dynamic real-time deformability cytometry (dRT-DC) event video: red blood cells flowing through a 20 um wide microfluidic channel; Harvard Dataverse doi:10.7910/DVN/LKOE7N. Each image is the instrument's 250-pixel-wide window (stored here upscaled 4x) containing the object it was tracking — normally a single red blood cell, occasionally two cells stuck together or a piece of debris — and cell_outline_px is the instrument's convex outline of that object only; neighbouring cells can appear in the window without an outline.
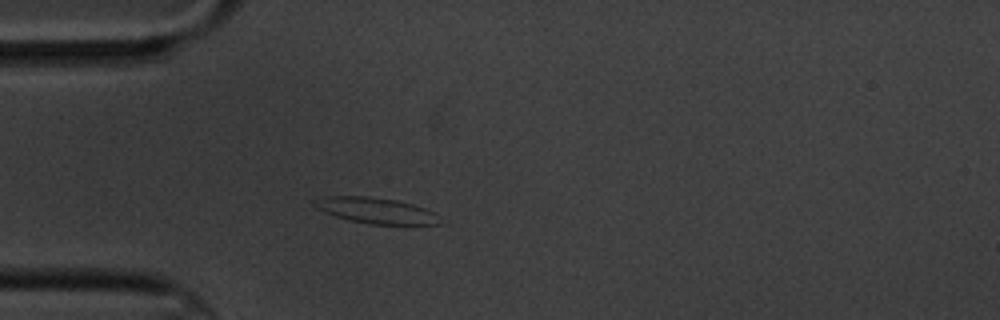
{"species": "common noctule bat (a hibernating species)", "species_latin": "Nyctalus noctula", "temperature_condition": "cold", "stored_images_in_passage": 4, "camera_frame_rate_fps": 3000, "um_per_image_px": 0.085, "animal": {"sex": "male", "body_mass_g": 20.1, "forearm_length_mm": 53.5}, "frame": {"image": 1, "passage_image": 3, "time_ms": 2.667, "image_size_px": [1000, 320], "cell_outline_px": [[440, 224], [368, 224], [348, 220], [324, 212], [316, 208], [312, 204], [312, 200], [324, 196], [368, 196], [396, 200], [412, 204], [436, 212]], "centroid_in_image_um": [31.9, 17.88], "position_along_channel_um": 53.1, "area_um2": 18.9}}